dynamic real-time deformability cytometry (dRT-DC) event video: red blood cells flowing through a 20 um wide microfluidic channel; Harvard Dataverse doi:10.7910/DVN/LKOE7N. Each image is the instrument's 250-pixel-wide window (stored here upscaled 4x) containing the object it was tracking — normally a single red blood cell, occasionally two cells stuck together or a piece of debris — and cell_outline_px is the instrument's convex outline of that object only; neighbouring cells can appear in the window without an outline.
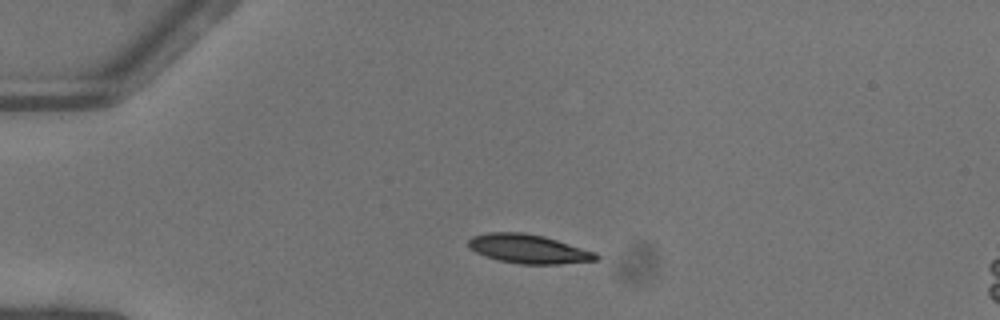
{"species": "common noctule bat (a hibernating species)", "species_latin": "Nyctalus noctula", "temperature_condition": "warm", "stored_images_in_passage": 39, "camera_frame_rate_fps": 3000, "um_per_image_px": 0.085, "animal": {"sex": "female"}, "frame": {"image": 1, "passage_image": 1, "time_ms": 0.0, "image_size_px": [1000, 320], "cell_outline_px": [[600, 256], [596, 260], [560, 264], [520, 264], [496, 260], [484, 256], [476, 252], [468, 244], [468, 240], [472, 236], [488, 232], [524, 232], [544, 236], [596, 252]], "centroid_in_image_um": [44.92, 21.15], "position_along_channel_um": 40.1, "area_um2": 21.62}}
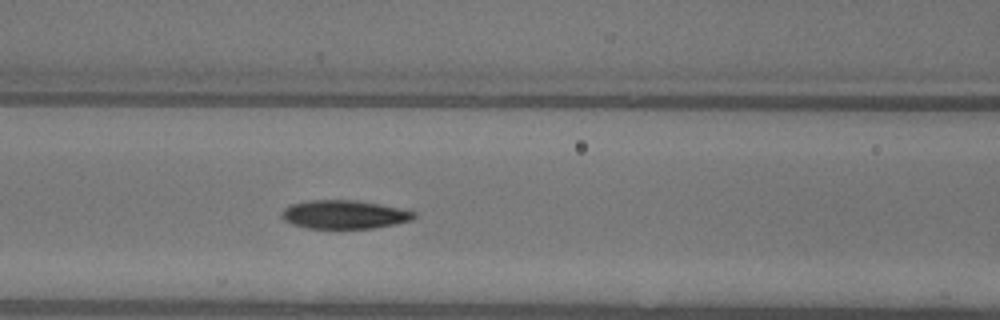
{"frame": {"image": 2, "passage_image": 11, "time_ms": 3.333, "image_size_px": [1000, 320], "cell_outline_px": [[416, 216], [412, 220], [396, 224], [372, 228], [308, 228], [292, 224], [284, 220], [280, 216], [284, 208], [292, 204], [308, 200], [356, 200], [400, 208], [416, 212]], "centroid_in_image_um": [29.26, 18.23], "position_along_channel_um": 137.3, "area_um2": 21.96}}
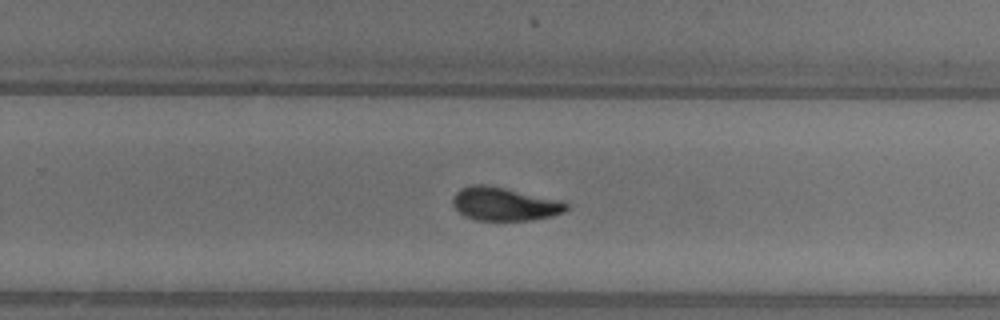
{"frame": {"image": 3, "passage_image": 22, "time_ms": 7.0, "image_size_px": [1000, 320], "cell_outline_px": [[568, 208], [564, 212], [552, 216], [528, 220], [476, 220], [464, 216], [452, 204], [452, 196], [460, 188], [472, 184], [484, 184], [564, 200], [568, 204]], "centroid_in_image_um": [42.88, 17.33], "position_along_channel_um": 286.9, "area_um2": 22.2}, "authors_computed_cell_mechanics": {"area_um2": 22.1952, "velocity_mm_per_s": 4.0893, "shape_relaxation_time_tau1_ms": 3.0059, "shape_relaxation_time_tau2_ms": 2.0109, "deformation_change_tau1": 0.1736, "deformation_change_tau2": 0.0758}}